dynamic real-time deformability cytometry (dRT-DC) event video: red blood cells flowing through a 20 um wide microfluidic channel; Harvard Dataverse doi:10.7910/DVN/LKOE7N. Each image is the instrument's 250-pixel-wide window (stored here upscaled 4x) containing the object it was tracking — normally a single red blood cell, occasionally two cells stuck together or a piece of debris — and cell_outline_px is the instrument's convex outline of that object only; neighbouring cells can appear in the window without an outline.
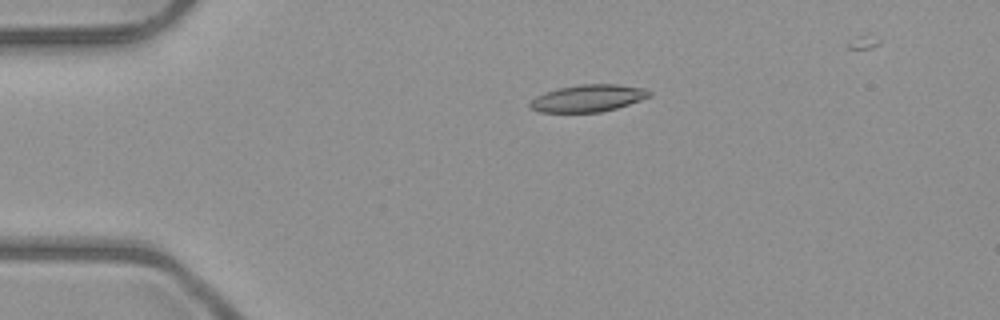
{"species": "common noctule bat (a hibernating species)", "species_latin": "Nyctalus noctula", "temperature_condition": "room temperature", "stored_images_in_passage": 3, "camera_frame_rate_fps": 3000, "um_per_image_px": 0.085, "animal": {"sex": "male", "body_mass_g": 23.1, "forearm_length_mm": 52.7}, "frame": {"image": 1, "passage_image": 1, "time_ms": 0.0, "image_size_px": [1000, 320], "cell_outline_px": [[652, 96], [616, 108], [600, 112], [540, 112], [532, 108], [528, 104], [536, 96], [544, 92], [560, 88], [580, 84], [616, 84], [644, 88], [652, 92]], "centroid_in_image_um": [50.0, 8.34], "position_along_channel_um": 35.0, "area_um2": 18.73}}